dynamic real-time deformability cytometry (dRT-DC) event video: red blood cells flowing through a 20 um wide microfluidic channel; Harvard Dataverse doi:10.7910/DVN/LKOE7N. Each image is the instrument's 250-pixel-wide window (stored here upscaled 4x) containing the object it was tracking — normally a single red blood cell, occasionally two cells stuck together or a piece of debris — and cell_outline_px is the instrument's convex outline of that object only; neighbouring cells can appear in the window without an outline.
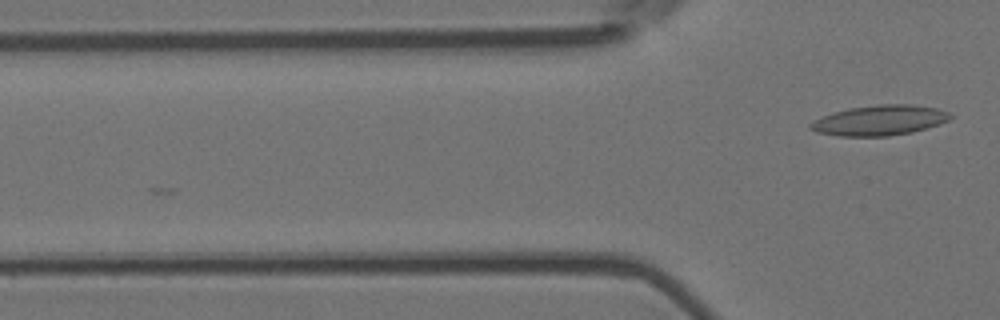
{"species": "Egyptian fruit bat (a non-hibernating species)", "species_latin": "Rousettus aegyptiacus", "temperature_condition": "room temperature", "stored_images_in_passage": 3, "camera_frame_rate_fps": 3000, "um_per_image_px": 0.085, "animal": {"sex": "female"}, "frame": {"image": 1, "passage_image": 3, "time_ms": 0.667, "image_size_px": [1000, 320], "cell_outline_px": [[952, 116], [948, 120], [912, 132], [888, 136], [840, 136], [816, 132], [808, 128], [808, 124], [824, 116], [848, 108], [876, 104], [912, 104], [936, 108], [948, 112]], "centroid_in_image_um": [74.74, 10.22], "position_along_channel_um": 51.1, "area_um2": 24.33}}